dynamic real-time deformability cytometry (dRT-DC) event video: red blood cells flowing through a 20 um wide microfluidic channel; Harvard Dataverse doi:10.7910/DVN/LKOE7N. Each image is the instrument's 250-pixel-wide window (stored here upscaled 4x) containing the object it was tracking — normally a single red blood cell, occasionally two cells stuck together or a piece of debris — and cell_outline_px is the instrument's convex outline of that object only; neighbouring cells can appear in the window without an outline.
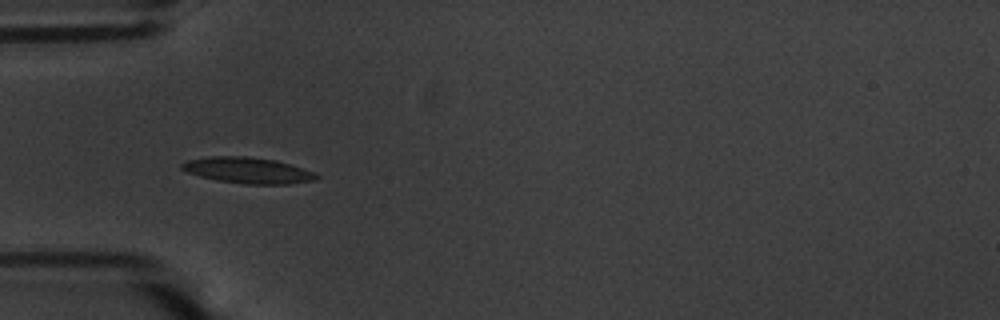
{"species": "common noctule bat (a hibernating species)", "species_latin": "Nyctalus noctula", "temperature_condition": "warm", "stored_images_in_passage": 29, "camera_frame_rate_fps": 3000, "um_per_image_px": 0.085, "animal": {"sex": "male", "body_mass_g": 20.1, "forearm_length_mm": 53.5}, "frame": {"image": 1, "passage_image": 17, "time_ms": 5.333, "image_size_px": [1000, 320], "cell_outline_px": [[320, 176], [316, 180], [288, 184], [244, 184], [216, 180], [200, 176], [188, 172], [180, 168], [180, 164], [188, 160], [208, 156], [248, 156], [276, 160], [316, 172]], "centroid_in_image_um": [21.08, 14.48], "position_along_channel_um": 63.9, "area_um2": 20.52}}